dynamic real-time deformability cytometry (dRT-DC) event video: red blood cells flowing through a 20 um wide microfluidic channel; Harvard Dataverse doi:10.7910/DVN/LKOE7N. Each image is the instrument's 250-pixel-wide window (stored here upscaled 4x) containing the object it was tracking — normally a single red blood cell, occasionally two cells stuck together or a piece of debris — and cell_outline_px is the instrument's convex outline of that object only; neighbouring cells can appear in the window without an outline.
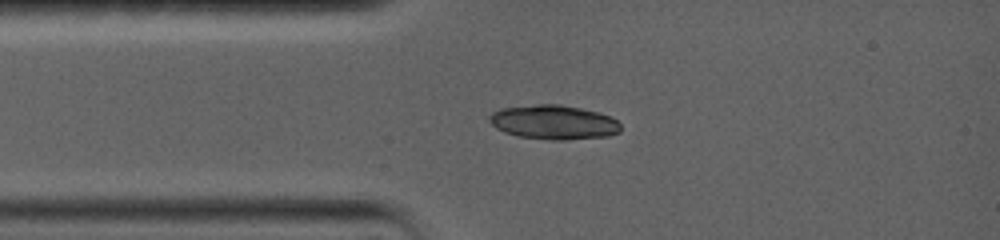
{"species": "common noctule bat (a hibernating species)", "species_latin": "Nyctalus noctula", "temperature_condition": "warm", "stored_images_in_passage": 9, "camera_frame_rate_fps": 5000, "um_per_image_px": 0.085, "animal": {"sex": "female", "body_mass_g": 19.0, "forearm_length_mm": 56.7}, "frame": {"image": 1, "passage_image": 3, "time_ms": 2.2, "image_size_px": [1000, 240], "cell_outline_px": [[620, 132], [608, 136], [568, 140], [552, 140], [520, 136], [504, 132], [496, 128], [488, 120], [488, 116], [492, 112], [500, 108], [536, 104], [560, 104], [580, 108], [596, 112], [608, 116], [616, 120], [620, 124]], "centroid_in_image_um": [47.03, 10.39], "position_along_channel_um": 38.0, "area_um2": 26.24}}
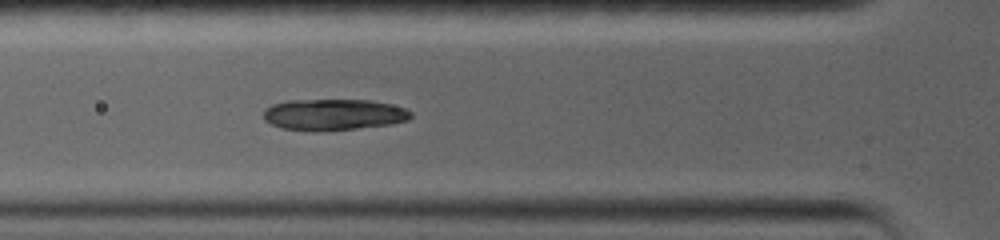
{"frame": {"image": 2, "passage_image": 6, "time_ms": 4.0, "image_size_px": [1000, 240], "cell_outline_px": [[412, 116], [408, 120], [392, 124], [356, 128], [312, 132], [280, 128], [264, 120], [264, 108], [272, 104], [288, 100], [372, 100], [408, 108], [412, 112]], "centroid_in_image_um": [28.35, 9.74], "position_along_channel_um": 97.5, "area_um2": 27.17}}
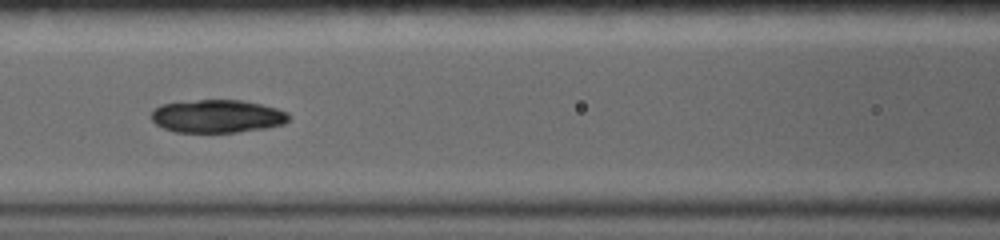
{"frame": {"image": 3, "passage_image": 8, "time_ms": 5.4, "image_size_px": [1000, 240], "cell_outline_px": [[288, 120], [284, 124], [268, 128], [236, 132], [176, 132], [164, 128], [156, 124], [152, 120], [152, 112], [160, 104], [196, 100], [244, 100], [276, 108], [288, 112]], "centroid_in_image_um": [18.48, 9.88], "position_along_channel_um": 148.1, "area_um2": 26.41}}